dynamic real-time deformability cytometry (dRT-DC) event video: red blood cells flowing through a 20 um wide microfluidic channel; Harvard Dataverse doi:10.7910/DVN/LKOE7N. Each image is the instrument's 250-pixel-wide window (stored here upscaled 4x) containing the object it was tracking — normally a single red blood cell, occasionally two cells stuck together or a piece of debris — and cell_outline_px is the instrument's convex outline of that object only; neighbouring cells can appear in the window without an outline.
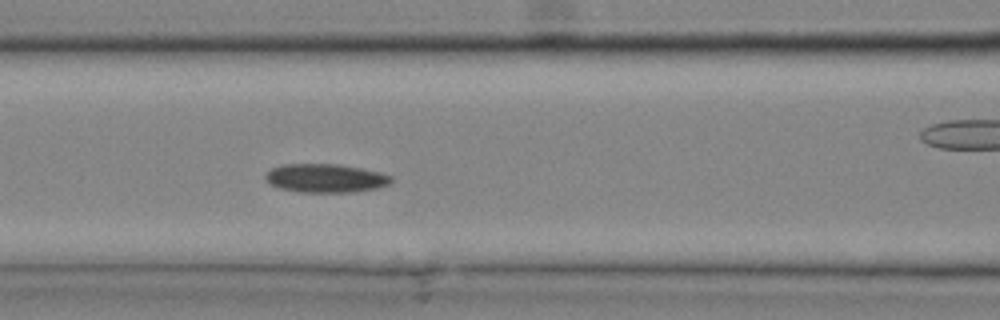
{"species": "common noctule bat (a hibernating species)", "species_latin": "Nyctalus noctula", "temperature_condition": "cold", "stored_images_in_passage": 7, "camera_frame_rate_fps": 3000, "um_per_image_px": 0.085, "animal": {"sex": "male", "body_mass_g": 20.4}, "frame": {"image": 1, "passage_image": 4, "time_ms": 1.0, "image_size_px": [1000, 320], "cell_outline_px": [[392, 180], [388, 184], [376, 188], [352, 192], [300, 192], [280, 188], [272, 184], [264, 176], [272, 168], [284, 164], [336, 164], [360, 168], [380, 172], [392, 176]], "centroid_in_image_um": [27.68, 15.14], "position_along_channel_um": 138.9, "area_um2": 20.69}}